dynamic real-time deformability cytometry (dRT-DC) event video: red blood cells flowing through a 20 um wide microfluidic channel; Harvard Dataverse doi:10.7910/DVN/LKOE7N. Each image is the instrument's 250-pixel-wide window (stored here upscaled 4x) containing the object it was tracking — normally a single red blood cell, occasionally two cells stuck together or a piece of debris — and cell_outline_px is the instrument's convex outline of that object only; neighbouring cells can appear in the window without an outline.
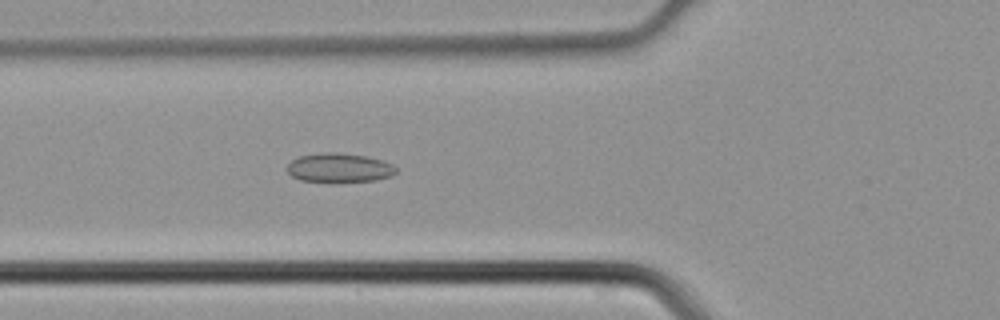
{"species": "common noctule bat (a hibernating species)", "species_latin": "Nyctalus noctula", "temperature_condition": "cold", "stored_images_in_passage": 45, "camera_frame_rate_fps": 3000, "um_per_image_px": 0.085, "animal": {"sex": "male", "body_mass_g": 21.5, "forearm_length_mm": 52.0}, "frame": {"image": 1, "passage_image": 17, "time_ms": 5.333, "image_size_px": [1000, 320], "cell_outline_px": [[396, 172], [392, 176], [376, 180], [332, 184], [300, 180], [292, 176], [288, 172], [288, 164], [292, 160], [300, 156], [320, 152], [336, 152], [368, 156], [392, 164], [396, 168]], "centroid_in_image_um": [28.83, 14.29], "position_along_channel_um": 97.0, "area_um2": 19.07}}
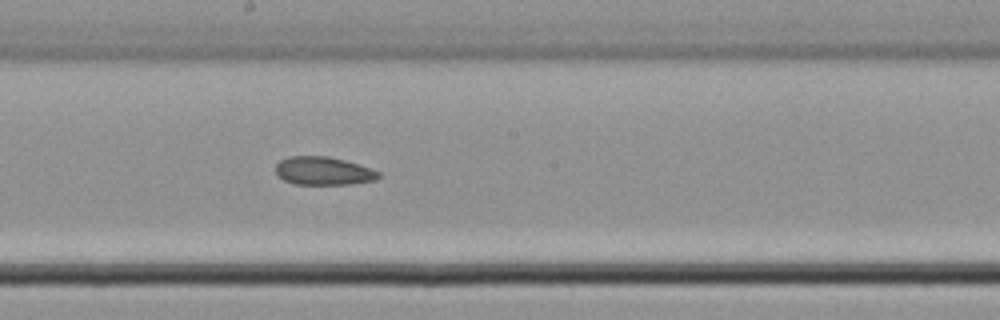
{"frame": {"image": 2, "passage_image": 25, "time_ms": 8.0, "image_size_px": [1000, 320], "cell_outline_px": [[380, 176], [376, 180], [352, 184], [296, 184], [284, 180], [276, 172], [276, 164], [280, 160], [288, 156], [328, 156], [344, 160], [380, 172]], "centroid_in_image_um": [27.48, 14.53], "position_along_channel_um": 220.7, "area_um2": 16.76}}
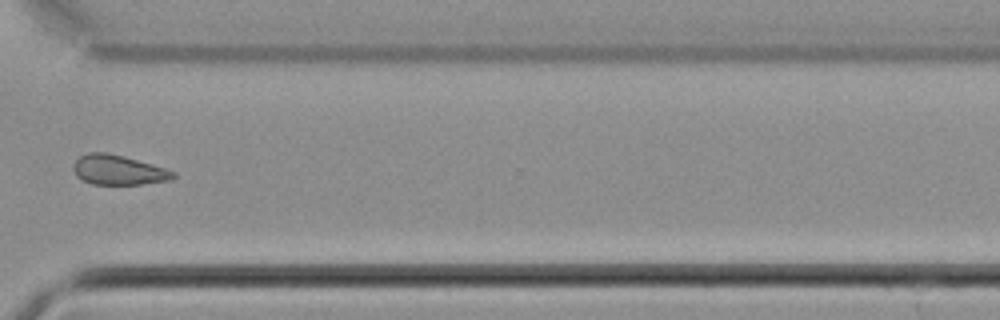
{"frame": {"image": 3, "passage_image": 34, "time_ms": 11.0, "image_size_px": [1000, 320], "cell_outline_px": [[176, 176], [172, 180], [140, 184], [92, 184], [76, 176], [72, 168], [72, 164], [80, 156], [88, 152], [108, 152], [124, 156], [164, 168], [176, 172]], "centroid_in_image_um": [10.04, 14.44], "position_along_channel_um": 360.6, "area_um2": 17.34}}